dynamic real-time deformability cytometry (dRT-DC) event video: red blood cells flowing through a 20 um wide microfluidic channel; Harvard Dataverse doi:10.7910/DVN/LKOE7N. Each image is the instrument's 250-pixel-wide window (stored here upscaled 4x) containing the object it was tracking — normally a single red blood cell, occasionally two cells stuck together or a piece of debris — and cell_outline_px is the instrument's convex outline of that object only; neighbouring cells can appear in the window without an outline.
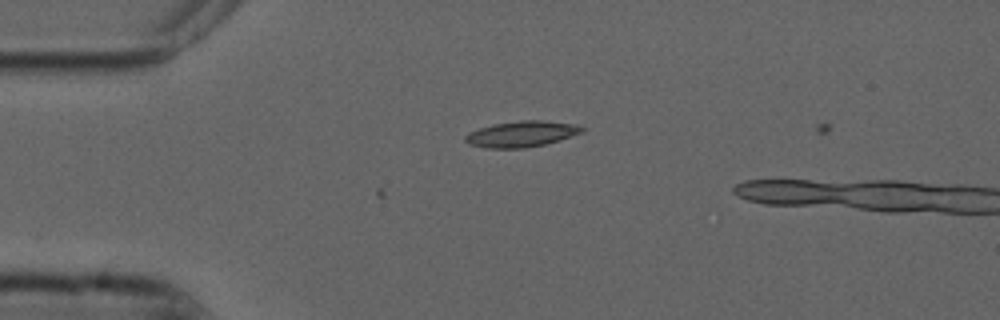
{"species": "common noctule bat (a hibernating species)", "species_latin": "Nyctalus noctula", "temperature_condition": "cold", "stored_images_in_passage": 7, "camera_frame_rate_fps": 3000, "um_per_image_px": 0.085, "animal": {"sex": "male", "forearm_length_mm": 52.5}, "frame": {"image": 1, "passage_image": 6, "time_ms": 1.667, "image_size_px": [1000, 320], "cell_outline_px": [[584, 132], [560, 140], [544, 144], [524, 148], [484, 148], [468, 144], [464, 140], [464, 136], [468, 132], [492, 124], [520, 120], [544, 120], [576, 124], [584, 128]], "centroid_in_image_um": [44.32, 11.38], "position_along_channel_um": 40.7, "area_um2": 17.8}}